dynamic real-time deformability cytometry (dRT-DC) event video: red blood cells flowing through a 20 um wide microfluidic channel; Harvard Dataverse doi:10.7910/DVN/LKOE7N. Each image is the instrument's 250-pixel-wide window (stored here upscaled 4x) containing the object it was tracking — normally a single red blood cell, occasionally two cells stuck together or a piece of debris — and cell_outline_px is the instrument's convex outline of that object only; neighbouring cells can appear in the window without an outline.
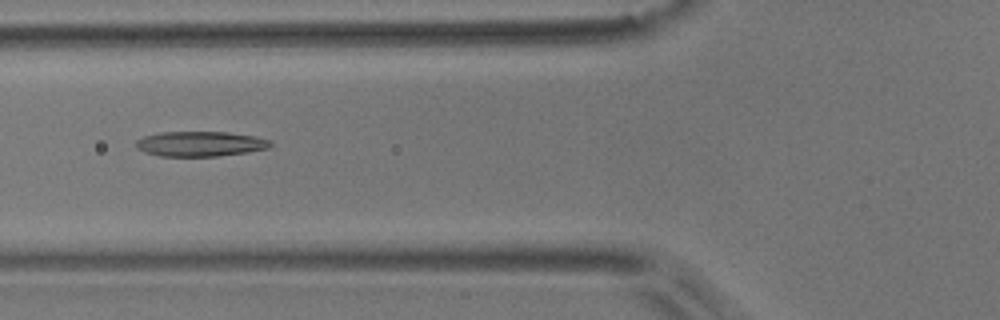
{"species": "common noctule bat (a hibernating species)", "species_latin": "Nyctalus noctula", "temperature_condition": "room temperature", "stored_images_in_passage": 8, "camera_frame_rate_fps": 3000, "um_per_image_px": 0.085, "animal": {"sex": "male", "body_mass_g": 17.9}, "frame": {"image": 1, "passage_image": 5, "time_ms": 1.333, "image_size_px": [1000, 320], "cell_outline_px": [[272, 144], [268, 148], [248, 152], [216, 156], [160, 156], [144, 152], [136, 148], [136, 140], [144, 136], [160, 132], [228, 132], [256, 136], [272, 140]], "centroid_in_image_um": [17.03, 12.22], "position_along_channel_um": 108.8, "area_um2": 19.71}}
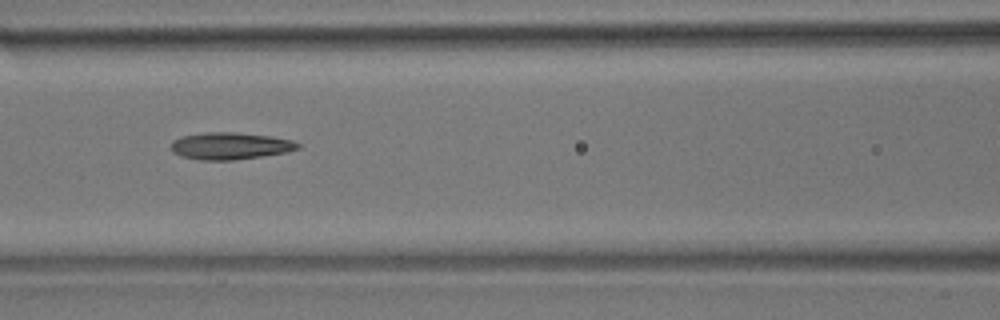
{"frame": {"image": 2, "passage_image": 6, "time_ms": 1.667, "image_size_px": [1000, 320], "cell_outline_px": [[300, 148], [284, 152], [260, 156], [232, 160], [200, 160], [180, 156], [172, 152], [172, 140], [180, 136], [204, 132], [236, 132], [272, 136], [292, 140], [300, 144]], "centroid_in_image_um": [19.53, 12.39], "position_along_channel_um": 147.1, "area_um2": 20.0}}
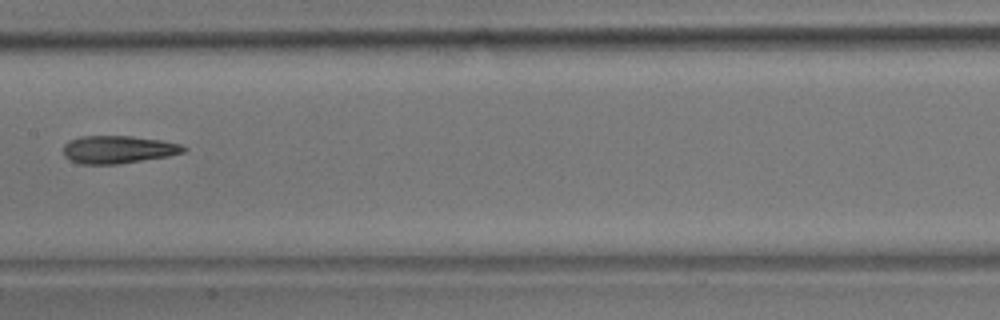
{"frame": {"image": 3, "passage_image": 7, "time_ms": 2.0, "image_size_px": [1000, 320], "cell_outline_px": [[188, 148], [184, 152], [168, 156], [116, 164], [80, 164], [64, 156], [64, 144], [68, 140], [80, 136], [132, 136], [160, 140], [180, 144]], "centroid_in_image_um": [10.02, 12.7], "position_along_channel_um": 197.4, "area_um2": 19.36}}